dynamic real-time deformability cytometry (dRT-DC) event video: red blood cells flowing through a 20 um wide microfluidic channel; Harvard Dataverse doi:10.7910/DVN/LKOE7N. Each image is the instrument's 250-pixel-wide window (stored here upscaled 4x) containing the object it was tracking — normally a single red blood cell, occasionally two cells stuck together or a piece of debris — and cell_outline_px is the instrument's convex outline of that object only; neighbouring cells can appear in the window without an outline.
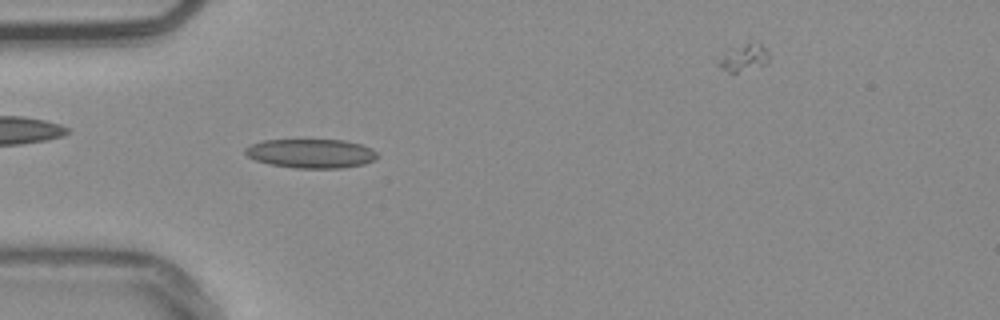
{"species": "common noctule bat (a hibernating species)", "species_latin": "Nyctalus noctula", "temperature_condition": "warm", "stored_images_in_passage": 41, "camera_frame_rate_fps": 3000, "um_per_image_px": 0.085, "animal": {"sex": "male", "body_mass_g": 20.4}, "frame": {"image": 1, "passage_image": 7, "time_ms": 2.0, "image_size_px": [1000, 320], "cell_outline_px": [[376, 160], [364, 164], [340, 168], [296, 168], [268, 164], [256, 160], [248, 156], [244, 152], [244, 148], [252, 144], [264, 140], [344, 140], [360, 144], [372, 148], [376, 152]], "centroid_in_image_um": [26.44, 13.05], "position_along_channel_um": 58.6, "area_um2": 22.37}}